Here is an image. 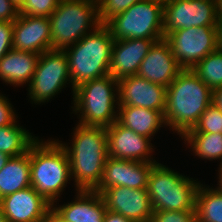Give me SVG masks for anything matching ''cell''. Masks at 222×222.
I'll list each match as a JSON object with an SVG mask.
<instances>
[{"label":"cell","mask_w":222,"mask_h":222,"mask_svg":"<svg viewBox=\"0 0 222 222\" xmlns=\"http://www.w3.org/2000/svg\"><path fill=\"white\" fill-rule=\"evenodd\" d=\"M103 222H132L119 213L107 210Z\"/></svg>","instance_id":"cell-35"},{"label":"cell","mask_w":222,"mask_h":222,"mask_svg":"<svg viewBox=\"0 0 222 222\" xmlns=\"http://www.w3.org/2000/svg\"><path fill=\"white\" fill-rule=\"evenodd\" d=\"M73 99L71 108L75 114L80 113L79 124L108 127L117 121L118 80L110 74L75 87Z\"/></svg>","instance_id":"cell-5"},{"label":"cell","mask_w":222,"mask_h":222,"mask_svg":"<svg viewBox=\"0 0 222 222\" xmlns=\"http://www.w3.org/2000/svg\"><path fill=\"white\" fill-rule=\"evenodd\" d=\"M49 20L55 51H65L101 25L97 0H60Z\"/></svg>","instance_id":"cell-6"},{"label":"cell","mask_w":222,"mask_h":222,"mask_svg":"<svg viewBox=\"0 0 222 222\" xmlns=\"http://www.w3.org/2000/svg\"><path fill=\"white\" fill-rule=\"evenodd\" d=\"M13 22L0 21V59L12 49Z\"/></svg>","instance_id":"cell-32"},{"label":"cell","mask_w":222,"mask_h":222,"mask_svg":"<svg viewBox=\"0 0 222 222\" xmlns=\"http://www.w3.org/2000/svg\"><path fill=\"white\" fill-rule=\"evenodd\" d=\"M195 156L207 160H220L222 164V133H185L182 137Z\"/></svg>","instance_id":"cell-26"},{"label":"cell","mask_w":222,"mask_h":222,"mask_svg":"<svg viewBox=\"0 0 222 222\" xmlns=\"http://www.w3.org/2000/svg\"><path fill=\"white\" fill-rule=\"evenodd\" d=\"M117 121L135 133L150 139L160 127L166 126L163 112L135 106H118Z\"/></svg>","instance_id":"cell-22"},{"label":"cell","mask_w":222,"mask_h":222,"mask_svg":"<svg viewBox=\"0 0 222 222\" xmlns=\"http://www.w3.org/2000/svg\"><path fill=\"white\" fill-rule=\"evenodd\" d=\"M200 184L193 178L156 163L149 173L146 191L153 211H195Z\"/></svg>","instance_id":"cell-7"},{"label":"cell","mask_w":222,"mask_h":222,"mask_svg":"<svg viewBox=\"0 0 222 222\" xmlns=\"http://www.w3.org/2000/svg\"><path fill=\"white\" fill-rule=\"evenodd\" d=\"M73 132L71 146L58 142L67 152L76 191H94L102 179L108 157L106 127L77 124Z\"/></svg>","instance_id":"cell-1"},{"label":"cell","mask_w":222,"mask_h":222,"mask_svg":"<svg viewBox=\"0 0 222 222\" xmlns=\"http://www.w3.org/2000/svg\"><path fill=\"white\" fill-rule=\"evenodd\" d=\"M150 222H198L195 211H154Z\"/></svg>","instance_id":"cell-31"},{"label":"cell","mask_w":222,"mask_h":222,"mask_svg":"<svg viewBox=\"0 0 222 222\" xmlns=\"http://www.w3.org/2000/svg\"><path fill=\"white\" fill-rule=\"evenodd\" d=\"M106 132L109 157L139 162H157L151 157L154 146L150 138L135 133L118 121L106 127Z\"/></svg>","instance_id":"cell-15"},{"label":"cell","mask_w":222,"mask_h":222,"mask_svg":"<svg viewBox=\"0 0 222 222\" xmlns=\"http://www.w3.org/2000/svg\"><path fill=\"white\" fill-rule=\"evenodd\" d=\"M208 187V188H207ZM200 184L195 203L198 222H222V192Z\"/></svg>","instance_id":"cell-25"},{"label":"cell","mask_w":222,"mask_h":222,"mask_svg":"<svg viewBox=\"0 0 222 222\" xmlns=\"http://www.w3.org/2000/svg\"><path fill=\"white\" fill-rule=\"evenodd\" d=\"M164 4L154 0L136 2L105 25L114 40L164 39Z\"/></svg>","instance_id":"cell-8"},{"label":"cell","mask_w":222,"mask_h":222,"mask_svg":"<svg viewBox=\"0 0 222 222\" xmlns=\"http://www.w3.org/2000/svg\"><path fill=\"white\" fill-rule=\"evenodd\" d=\"M186 133H222V111L211 103L195 126Z\"/></svg>","instance_id":"cell-28"},{"label":"cell","mask_w":222,"mask_h":222,"mask_svg":"<svg viewBox=\"0 0 222 222\" xmlns=\"http://www.w3.org/2000/svg\"><path fill=\"white\" fill-rule=\"evenodd\" d=\"M142 0H97L98 20L106 24L114 16L125 12L136 2Z\"/></svg>","instance_id":"cell-29"},{"label":"cell","mask_w":222,"mask_h":222,"mask_svg":"<svg viewBox=\"0 0 222 222\" xmlns=\"http://www.w3.org/2000/svg\"><path fill=\"white\" fill-rule=\"evenodd\" d=\"M60 0H25L19 7V14L49 17Z\"/></svg>","instance_id":"cell-30"},{"label":"cell","mask_w":222,"mask_h":222,"mask_svg":"<svg viewBox=\"0 0 222 222\" xmlns=\"http://www.w3.org/2000/svg\"><path fill=\"white\" fill-rule=\"evenodd\" d=\"M101 196L107 210L119 213L132 222H150L154 211L146 189L113 186L105 189Z\"/></svg>","instance_id":"cell-12"},{"label":"cell","mask_w":222,"mask_h":222,"mask_svg":"<svg viewBox=\"0 0 222 222\" xmlns=\"http://www.w3.org/2000/svg\"><path fill=\"white\" fill-rule=\"evenodd\" d=\"M215 0H171L164 4V38L190 27H218Z\"/></svg>","instance_id":"cell-11"},{"label":"cell","mask_w":222,"mask_h":222,"mask_svg":"<svg viewBox=\"0 0 222 222\" xmlns=\"http://www.w3.org/2000/svg\"><path fill=\"white\" fill-rule=\"evenodd\" d=\"M182 70L173 56L169 43L162 39L150 48L141 62L137 75L167 88Z\"/></svg>","instance_id":"cell-19"},{"label":"cell","mask_w":222,"mask_h":222,"mask_svg":"<svg viewBox=\"0 0 222 222\" xmlns=\"http://www.w3.org/2000/svg\"><path fill=\"white\" fill-rule=\"evenodd\" d=\"M0 222H7L6 216L4 215L1 206H0Z\"/></svg>","instance_id":"cell-42"},{"label":"cell","mask_w":222,"mask_h":222,"mask_svg":"<svg viewBox=\"0 0 222 222\" xmlns=\"http://www.w3.org/2000/svg\"><path fill=\"white\" fill-rule=\"evenodd\" d=\"M9 159H10V156L0 151V171L5 166V164L7 163Z\"/></svg>","instance_id":"cell-40"},{"label":"cell","mask_w":222,"mask_h":222,"mask_svg":"<svg viewBox=\"0 0 222 222\" xmlns=\"http://www.w3.org/2000/svg\"><path fill=\"white\" fill-rule=\"evenodd\" d=\"M113 42L110 29L101 24L64 51L68 60L73 94L75 87L81 83L109 74Z\"/></svg>","instance_id":"cell-4"},{"label":"cell","mask_w":222,"mask_h":222,"mask_svg":"<svg viewBox=\"0 0 222 222\" xmlns=\"http://www.w3.org/2000/svg\"><path fill=\"white\" fill-rule=\"evenodd\" d=\"M154 1H158V2H161V3L165 4L166 2H169L171 0H154Z\"/></svg>","instance_id":"cell-44"},{"label":"cell","mask_w":222,"mask_h":222,"mask_svg":"<svg viewBox=\"0 0 222 222\" xmlns=\"http://www.w3.org/2000/svg\"><path fill=\"white\" fill-rule=\"evenodd\" d=\"M19 15V8L12 0H0V21L13 22Z\"/></svg>","instance_id":"cell-34"},{"label":"cell","mask_w":222,"mask_h":222,"mask_svg":"<svg viewBox=\"0 0 222 222\" xmlns=\"http://www.w3.org/2000/svg\"><path fill=\"white\" fill-rule=\"evenodd\" d=\"M182 69H191L218 49L217 27H190L169 33L164 38Z\"/></svg>","instance_id":"cell-10"},{"label":"cell","mask_w":222,"mask_h":222,"mask_svg":"<svg viewBox=\"0 0 222 222\" xmlns=\"http://www.w3.org/2000/svg\"><path fill=\"white\" fill-rule=\"evenodd\" d=\"M42 222H68L59 215L52 207L47 211Z\"/></svg>","instance_id":"cell-36"},{"label":"cell","mask_w":222,"mask_h":222,"mask_svg":"<svg viewBox=\"0 0 222 222\" xmlns=\"http://www.w3.org/2000/svg\"><path fill=\"white\" fill-rule=\"evenodd\" d=\"M17 6L18 8L24 3L25 0H12Z\"/></svg>","instance_id":"cell-43"},{"label":"cell","mask_w":222,"mask_h":222,"mask_svg":"<svg viewBox=\"0 0 222 222\" xmlns=\"http://www.w3.org/2000/svg\"><path fill=\"white\" fill-rule=\"evenodd\" d=\"M76 193L71 203L53 204L52 208L68 222H103L107 209L101 194L85 190Z\"/></svg>","instance_id":"cell-20"},{"label":"cell","mask_w":222,"mask_h":222,"mask_svg":"<svg viewBox=\"0 0 222 222\" xmlns=\"http://www.w3.org/2000/svg\"><path fill=\"white\" fill-rule=\"evenodd\" d=\"M31 186L30 148L23 155L10 157L0 171V199Z\"/></svg>","instance_id":"cell-23"},{"label":"cell","mask_w":222,"mask_h":222,"mask_svg":"<svg viewBox=\"0 0 222 222\" xmlns=\"http://www.w3.org/2000/svg\"><path fill=\"white\" fill-rule=\"evenodd\" d=\"M215 8L218 22L222 21V0H215Z\"/></svg>","instance_id":"cell-38"},{"label":"cell","mask_w":222,"mask_h":222,"mask_svg":"<svg viewBox=\"0 0 222 222\" xmlns=\"http://www.w3.org/2000/svg\"><path fill=\"white\" fill-rule=\"evenodd\" d=\"M158 162H139L107 157L102 179L94 190L100 194L107 188L123 186L132 189H146L152 167Z\"/></svg>","instance_id":"cell-13"},{"label":"cell","mask_w":222,"mask_h":222,"mask_svg":"<svg viewBox=\"0 0 222 222\" xmlns=\"http://www.w3.org/2000/svg\"><path fill=\"white\" fill-rule=\"evenodd\" d=\"M167 88L138 75L118 81V106L149 108L165 113Z\"/></svg>","instance_id":"cell-14"},{"label":"cell","mask_w":222,"mask_h":222,"mask_svg":"<svg viewBox=\"0 0 222 222\" xmlns=\"http://www.w3.org/2000/svg\"><path fill=\"white\" fill-rule=\"evenodd\" d=\"M7 222H42L52 205L30 186L0 199Z\"/></svg>","instance_id":"cell-18"},{"label":"cell","mask_w":222,"mask_h":222,"mask_svg":"<svg viewBox=\"0 0 222 222\" xmlns=\"http://www.w3.org/2000/svg\"><path fill=\"white\" fill-rule=\"evenodd\" d=\"M9 101L6 96L0 93V127L12 125L18 118Z\"/></svg>","instance_id":"cell-33"},{"label":"cell","mask_w":222,"mask_h":222,"mask_svg":"<svg viewBox=\"0 0 222 222\" xmlns=\"http://www.w3.org/2000/svg\"><path fill=\"white\" fill-rule=\"evenodd\" d=\"M192 71L206 84L212 91L222 86V51L209 53L198 62Z\"/></svg>","instance_id":"cell-27"},{"label":"cell","mask_w":222,"mask_h":222,"mask_svg":"<svg viewBox=\"0 0 222 222\" xmlns=\"http://www.w3.org/2000/svg\"><path fill=\"white\" fill-rule=\"evenodd\" d=\"M17 122L16 120L12 125L0 127V151L10 157L25 154L38 139L26 128L17 125Z\"/></svg>","instance_id":"cell-24"},{"label":"cell","mask_w":222,"mask_h":222,"mask_svg":"<svg viewBox=\"0 0 222 222\" xmlns=\"http://www.w3.org/2000/svg\"><path fill=\"white\" fill-rule=\"evenodd\" d=\"M212 103L222 111V86L213 90Z\"/></svg>","instance_id":"cell-37"},{"label":"cell","mask_w":222,"mask_h":222,"mask_svg":"<svg viewBox=\"0 0 222 222\" xmlns=\"http://www.w3.org/2000/svg\"><path fill=\"white\" fill-rule=\"evenodd\" d=\"M220 167H219V177H218V183L219 184H217V185H219L218 187H216L219 191H221L222 192V164H220L219 165Z\"/></svg>","instance_id":"cell-41"},{"label":"cell","mask_w":222,"mask_h":222,"mask_svg":"<svg viewBox=\"0 0 222 222\" xmlns=\"http://www.w3.org/2000/svg\"><path fill=\"white\" fill-rule=\"evenodd\" d=\"M218 49L222 51V21L218 23Z\"/></svg>","instance_id":"cell-39"},{"label":"cell","mask_w":222,"mask_h":222,"mask_svg":"<svg viewBox=\"0 0 222 222\" xmlns=\"http://www.w3.org/2000/svg\"><path fill=\"white\" fill-rule=\"evenodd\" d=\"M162 39L114 40L111 49L109 74L118 81L137 75L141 62L153 44Z\"/></svg>","instance_id":"cell-17"},{"label":"cell","mask_w":222,"mask_h":222,"mask_svg":"<svg viewBox=\"0 0 222 222\" xmlns=\"http://www.w3.org/2000/svg\"><path fill=\"white\" fill-rule=\"evenodd\" d=\"M70 82L66 53L55 50L43 52L39 55L34 75L28 84L29 98L35 104L48 102Z\"/></svg>","instance_id":"cell-9"},{"label":"cell","mask_w":222,"mask_h":222,"mask_svg":"<svg viewBox=\"0 0 222 222\" xmlns=\"http://www.w3.org/2000/svg\"><path fill=\"white\" fill-rule=\"evenodd\" d=\"M12 48L37 54L52 50L49 17L19 14L13 21Z\"/></svg>","instance_id":"cell-16"},{"label":"cell","mask_w":222,"mask_h":222,"mask_svg":"<svg viewBox=\"0 0 222 222\" xmlns=\"http://www.w3.org/2000/svg\"><path fill=\"white\" fill-rule=\"evenodd\" d=\"M39 55L12 48L0 59V79L13 86L30 84Z\"/></svg>","instance_id":"cell-21"},{"label":"cell","mask_w":222,"mask_h":222,"mask_svg":"<svg viewBox=\"0 0 222 222\" xmlns=\"http://www.w3.org/2000/svg\"><path fill=\"white\" fill-rule=\"evenodd\" d=\"M213 100V91L191 70L183 69L166 91L165 123L182 137Z\"/></svg>","instance_id":"cell-2"},{"label":"cell","mask_w":222,"mask_h":222,"mask_svg":"<svg viewBox=\"0 0 222 222\" xmlns=\"http://www.w3.org/2000/svg\"><path fill=\"white\" fill-rule=\"evenodd\" d=\"M30 172L31 186L51 205L55 204L71 179L67 152L55 139H37L30 146Z\"/></svg>","instance_id":"cell-3"}]
</instances>
